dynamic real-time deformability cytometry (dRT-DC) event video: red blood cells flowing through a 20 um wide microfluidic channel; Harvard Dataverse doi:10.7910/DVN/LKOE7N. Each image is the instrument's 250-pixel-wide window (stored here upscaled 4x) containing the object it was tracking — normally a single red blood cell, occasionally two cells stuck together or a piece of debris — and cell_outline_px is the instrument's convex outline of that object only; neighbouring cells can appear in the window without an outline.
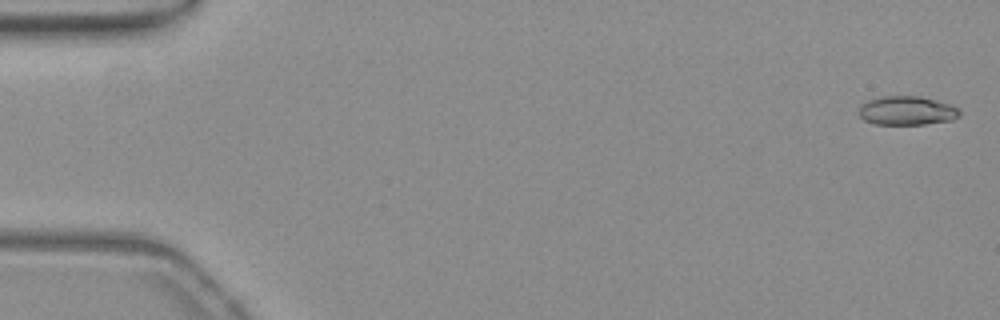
{"species": "common noctule bat (a hibernating species)", "species_latin": "Nyctalus noctula", "temperature_condition": "warm", "stored_images_in_passage": 55, "camera_frame_rate_fps": 3000, "um_per_image_px": 0.085, "animal": {"sex": "female", "body_mass_g": 19.3, "forearm_length_mm": 54.1}, "frame": {"image": 1, "passage_image": 2, "time_ms": 0.333, "image_size_px": [1000, 320], "cell_outline_px": [[960, 116], [952, 120], [924, 124], [876, 124], [864, 120], [860, 116], [860, 104], [868, 100], [880, 96], [920, 96], [948, 104], [960, 108]], "centroid_in_image_um": [77.09, 9.4], "position_along_channel_um": 7.9, "area_um2": 16.94}}
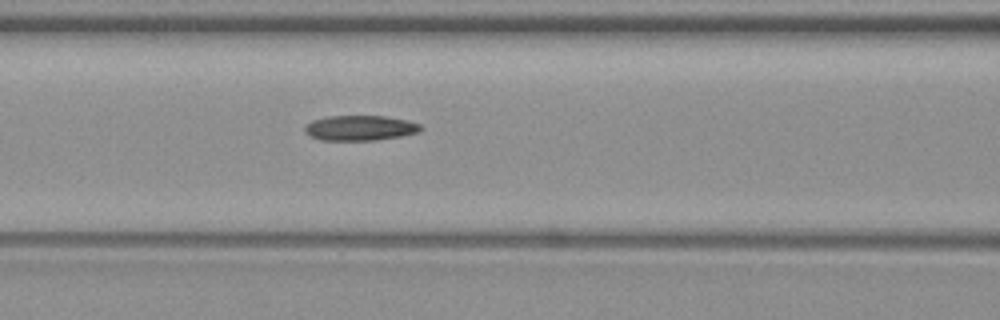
{"frame": {"image": 2, "passage_image": 24, "time_ms": 7.667, "image_size_px": [1000, 320], "cell_outline_px": [[424, 128], [416, 132], [404, 136], [376, 140], [320, 140], [308, 136], [304, 132], [304, 128], [312, 120], [328, 116], [388, 116], [408, 120], [420, 124]], "centroid_in_image_um": [30.61, 10.88], "position_along_channel_um": 136.0, "area_um2": 17.17}}
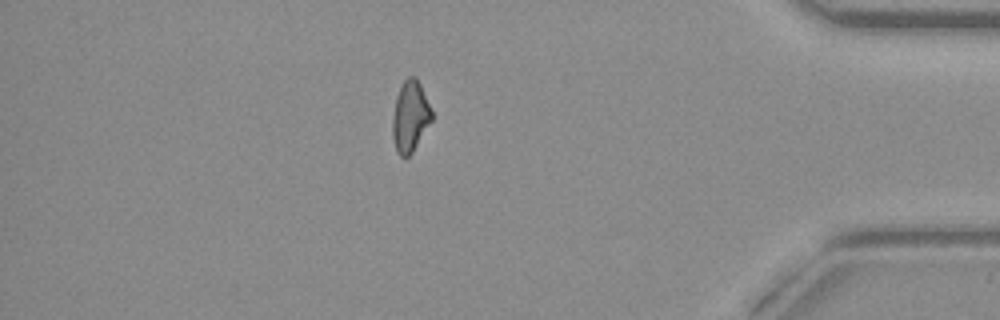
{"frame": {"image": 3, "passage_image": 48, "time_ms": 15.667, "image_size_px": [1000, 320], "cell_outline_px": [[432, 120], [412, 152], [408, 156], [400, 156], [396, 152], [392, 136], [392, 120], [396, 96], [404, 80], [408, 76], [416, 76], [420, 84], [432, 112]], "centroid_in_image_um": [34.85, 9.9], "position_along_channel_um": 400.4, "area_um2": 16.07}}